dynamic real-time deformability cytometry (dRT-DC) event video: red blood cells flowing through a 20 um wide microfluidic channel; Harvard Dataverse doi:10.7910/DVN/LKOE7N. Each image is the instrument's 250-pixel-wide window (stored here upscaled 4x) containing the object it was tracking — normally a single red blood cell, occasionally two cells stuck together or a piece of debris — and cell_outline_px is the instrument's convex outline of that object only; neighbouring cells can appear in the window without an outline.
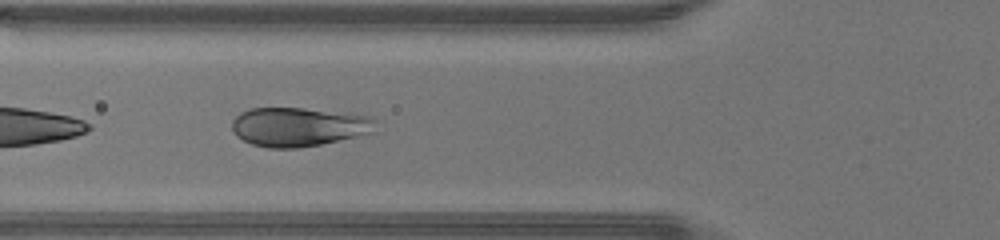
{"species": "human", "species_latin": "Homo sapiens", "temperature_condition": "warm", "stored_images_in_passage": 9, "camera_frame_rate_fps": 3000, "um_per_image_px": 0.085, "donor": {"sex": "male"}, "frame": {"image": 1, "passage_image": 4, "time_ms": 1.0, "image_size_px": [1000, 240], "cell_outline_px": [[376, 132], [320, 144], [300, 148], [268, 148], [252, 144], [236, 136], [232, 128], [232, 120], [240, 112], [252, 108], [304, 108], [372, 116], [376, 120]], "centroid_in_image_um": [25.4, 10.78], "position_along_channel_um": 100.4, "area_um2": 32.77}}
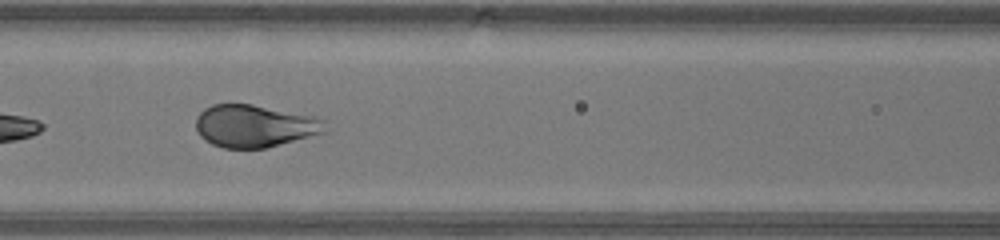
{"frame": {"image": 2, "passage_image": 7, "time_ms": 2.0, "image_size_px": [1000, 240], "cell_outline_px": [[324, 132], [264, 148], [224, 148], [212, 144], [204, 140], [200, 136], [196, 128], [196, 116], [204, 108], [212, 104], [252, 104], [316, 116], [324, 120]], "centroid_in_image_um": [21.59, 10.69], "position_along_channel_um": 145.0, "area_um2": 31.79}}